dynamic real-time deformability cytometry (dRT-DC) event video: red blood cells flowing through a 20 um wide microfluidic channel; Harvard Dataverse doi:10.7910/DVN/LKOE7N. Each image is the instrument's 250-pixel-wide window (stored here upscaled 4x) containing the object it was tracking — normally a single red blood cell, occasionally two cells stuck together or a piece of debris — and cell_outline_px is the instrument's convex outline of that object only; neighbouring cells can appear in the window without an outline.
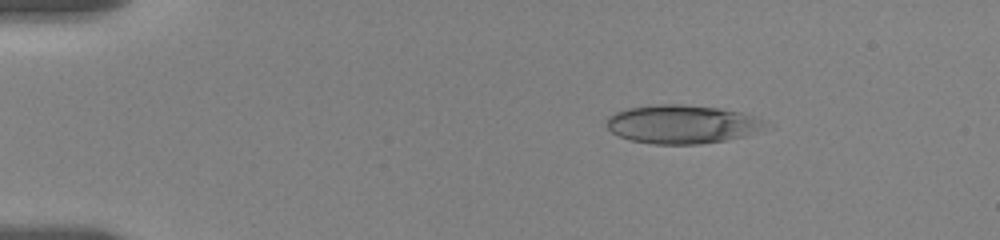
{"species": "human", "species_latin": "Homo sapiens", "temperature_condition": "room temperature", "stored_images_in_passage": 58, "camera_frame_rate_fps": 3000, "um_per_image_px": 0.085, "donor": {"sex": "female"}, "frame": {"image": 1, "passage_image": 10, "time_ms": 3.0, "image_size_px": [1000, 240], "cell_outline_px": [[776, 128], [744, 136], [724, 140], [700, 144], [652, 144], [628, 140], [612, 132], [604, 124], [608, 116], [616, 112], [628, 108], [648, 104], [684, 104], [720, 108], [740, 112], [776, 124]], "centroid_in_image_um": [58.06, 10.56], "position_along_channel_um": 26.9, "area_um2": 36.65}}
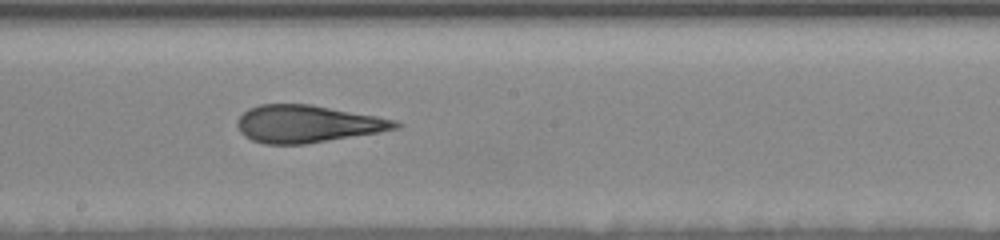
{"frame": {"image": 2, "passage_image": 33, "time_ms": 10.667, "image_size_px": [1000, 240], "cell_outline_px": [[404, 124], [400, 128], [380, 132], [308, 144], [264, 144], [252, 140], [244, 136], [240, 132], [236, 124], [236, 120], [248, 108], [260, 104], [312, 104], [376, 116], [396, 120]], "centroid_in_image_um": [26.14, 10.53], "position_along_channel_um": 222.1, "area_um2": 34.74}}
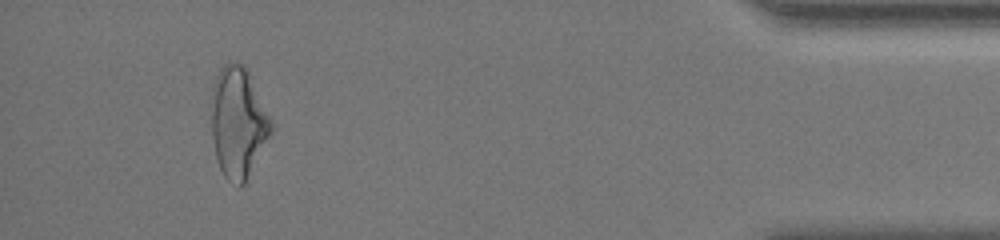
{"frame": {"image": 3, "passage_image": 54, "time_ms": 17.667, "image_size_px": [1000, 240], "cell_outline_px": [[272, 132], [244, 184], [240, 188], [228, 180], [224, 176], [216, 160], [212, 136], [212, 88], [216, 76], [220, 68], [224, 64], [244, 64], [248, 72], [272, 124]], "centroid_in_image_um": [20.22, 10.46], "position_along_channel_um": 415.0, "area_um2": 37.86}, "authors_computed_cell_mechanics": {"area_um2": 35.4314, "velocity_mm_per_s": 3.5371, "shape_relaxation_time_tau1_ms": 10.6444, "shape_relaxation_time_tau2_ms": 1.8049, "deformation_change_tau1": 0.2624, "deformation_change_tau2": 0.1207}}